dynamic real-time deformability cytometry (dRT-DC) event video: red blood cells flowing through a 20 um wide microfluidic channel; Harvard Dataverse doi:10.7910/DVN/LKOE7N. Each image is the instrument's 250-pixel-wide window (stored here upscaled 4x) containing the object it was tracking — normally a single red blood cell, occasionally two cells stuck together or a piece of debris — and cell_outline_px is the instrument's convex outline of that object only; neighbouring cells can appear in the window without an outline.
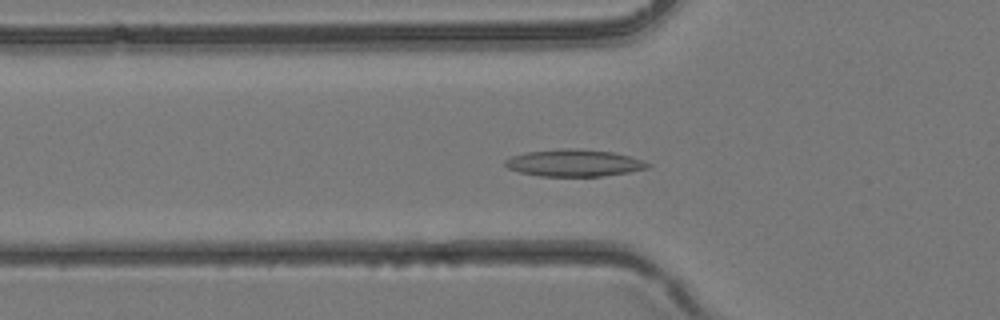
{"species": "common noctule bat (a hibernating species)", "species_latin": "Nyctalus noctula", "temperature_condition": "room temperature", "stored_images_in_passage": 29, "camera_frame_rate_fps": 3000, "um_per_image_px": 0.085, "animal": {"sex": "female", "body_mass_g": 24.6, "forearm_length_mm": 56.2}, "frame": {"image": 1, "passage_image": 3, "time_ms": 0.667, "image_size_px": [1000, 320], "cell_outline_px": [[652, 164], [648, 168], [628, 172], [604, 176], [540, 176], [520, 172], [508, 168], [504, 164], [504, 160], [512, 156], [528, 152], [560, 148], [572, 148], [612, 152], [644, 160]], "centroid_in_image_um": [48.8, 13.85], "position_along_channel_um": 77.0, "area_um2": 22.37}}
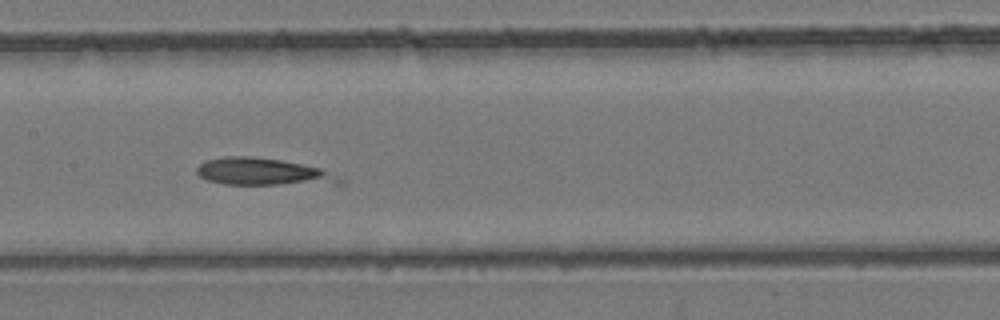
{"frame": {"image": 2, "passage_image": 9, "time_ms": 2.667, "image_size_px": [1000, 320], "cell_outline_px": [[344, 184], [224, 184], [208, 180], [200, 176], [196, 172], [196, 168], [204, 160], [224, 156], [252, 156], [280, 160], [320, 168], [344, 176]], "centroid_in_image_um": [22.41, 14.61], "position_along_channel_um": 185.0, "area_um2": 22.83}}
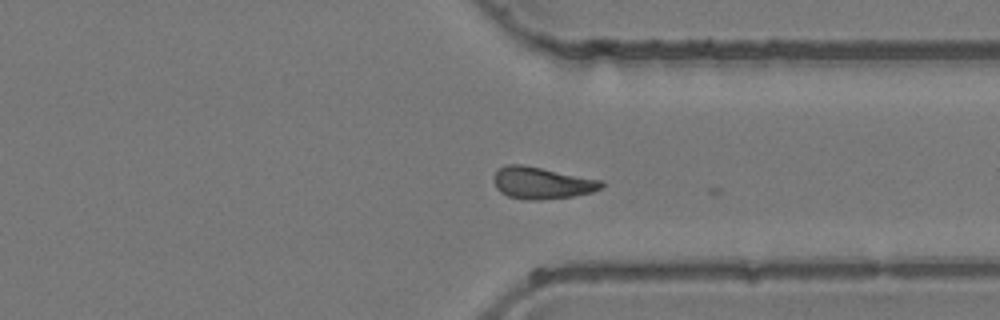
{"frame": {"image": 3, "passage_image": 19, "time_ms": 6.0, "image_size_px": [1000, 320], "cell_outline_px": [[604, 188], [592, 192], [572, 196], [540, 200], [524, 200], [508, 196], [500, 192], [496, 188], [496, 172], [504, 164], [520, 164], [604, 180]], "centroid_in_image_um": [46.11, 15.56], "position_along_channel_um": 365.3, "area_um2": 19.94}}